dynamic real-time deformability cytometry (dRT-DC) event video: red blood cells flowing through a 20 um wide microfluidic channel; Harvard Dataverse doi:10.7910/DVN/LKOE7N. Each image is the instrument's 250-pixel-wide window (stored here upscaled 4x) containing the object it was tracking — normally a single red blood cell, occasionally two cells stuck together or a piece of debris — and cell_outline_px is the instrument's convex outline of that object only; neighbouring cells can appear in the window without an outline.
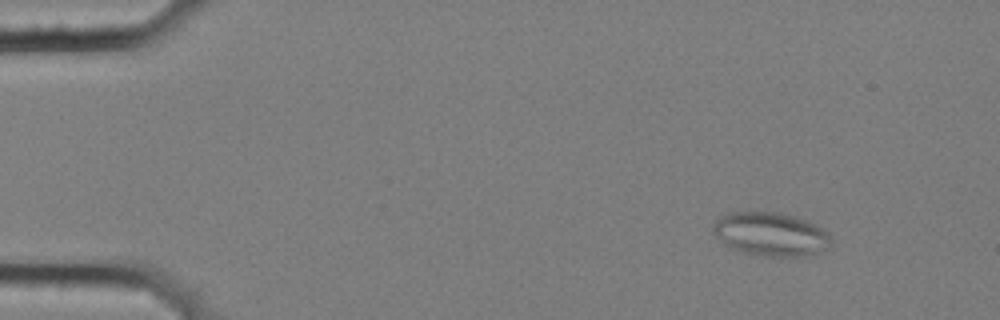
{"species": "common noctule bat (a hibernating species)", "species_latin": "Nyctalus noctula", "temperature_condition": "cold", "stored_images_in_passage": 4, "camera_frame_rate_fps": 3000, "um_per_image_px": 0.085, "animal": {"sex": "female", "body_mass_g": 25.1}, "frame": {"image": 1, "passage_image": 1, "time_ms": 0.0, "image_size_px": [1000, 320], "cell_outline_px": [[832, 244], [828, 248], [816, 256], [772, 256], [744, 252], [732, 248], [716, 236], [712, 232], [712, 224], [716, 220], [728, 212], [776, 212], [808, 220], [824, 228], [828, 232], [832, 240]], "centroid_in_image_um": [65.59, 19.9], "position_along_channel_um": 19.4, "area_um2": 30.17}}
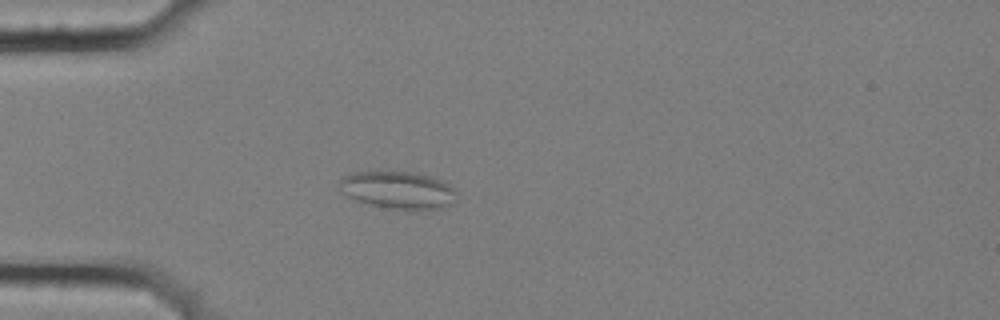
{"frame": {"image": 2, "passage_image": 4, "time_ms": 1.0, "image_size_px": [1000, 320], "cell_outline_px": [[456, 192], [452, 204], [444, 208], [408, 212], [368, 204], [356, 200], [340, 192], [340, 180], [344, 176], [356, 172], [408, 172], [428, 176], [440, 180], [448, 184]], "centroid_in_image_um": [33.84, 16.2], "position_along_channel_um": 51.2, "area_um2": 25.72}}